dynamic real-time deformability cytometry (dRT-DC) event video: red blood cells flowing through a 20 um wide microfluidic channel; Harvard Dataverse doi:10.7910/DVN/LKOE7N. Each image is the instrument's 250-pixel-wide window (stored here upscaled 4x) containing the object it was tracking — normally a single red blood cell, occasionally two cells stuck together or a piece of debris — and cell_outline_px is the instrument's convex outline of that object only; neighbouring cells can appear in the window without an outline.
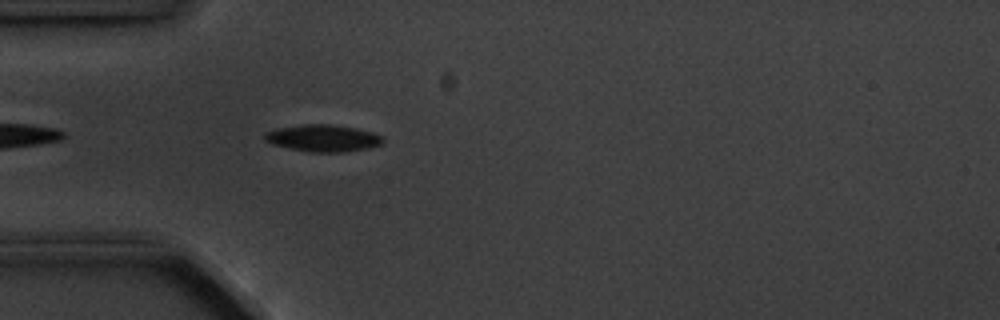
{"species": "common noctule bat (a hibernating species)", "species_latin": "Nyctalus noctula", "temperature_condition": "cold", "stored_images_in_passage": 3, "camera_frame_rate_fps": 3000, "um_per_image_px": 0.085, "animal": {"sex": "male", "body_mass_g": 20.1, "forearm_length_mm": 53.5}, "frame": {"image": 1, "passage_image": 3, "time_ms": 3.0, "image_size_px": [1000, 320], "cell_outline_px": [[384, 144], [368, 148], [344, 152], [308, 152], [272, 144], [264, 140], [264, 132], [276, 128], [304, 124], [328, 124], [356, 128], [372, 132], [380, 136], [384, 140]], "centroid_in_image_um": [27.44, 11.74], "position_along_channel_um": 57.6, "area_um2": 18.61}}